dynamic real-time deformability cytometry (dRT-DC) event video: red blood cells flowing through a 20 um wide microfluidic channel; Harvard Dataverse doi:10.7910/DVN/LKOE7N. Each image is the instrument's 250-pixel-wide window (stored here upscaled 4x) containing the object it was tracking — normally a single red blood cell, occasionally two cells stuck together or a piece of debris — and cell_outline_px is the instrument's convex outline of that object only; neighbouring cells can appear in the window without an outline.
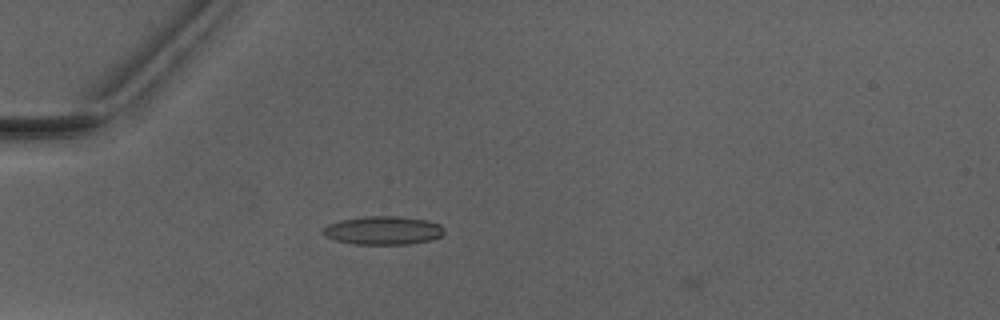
{"species": "Egyptian fruit bat (a non-hibernating species)", "species_latin": "Rousettus aegyptiacus", "temperature_condition": "warm", "stored_images_in_passage": 2, "camera_frame_rate_fps": 3000, "um_per_image_px": 0.085, "animal": {"sex": "male"}, "frame": {"image": 1, "passage_image": 2, "time_ms": 1.333, "image_size_px": [1000, 320], "cell_outline_px": [[444, 232], [440, 236], [432, 240], [408, 244], [356, 244], [332, 240], [324, 236], [324, 228], [328, 224], [340, 220], [364, 216], [396, 216], [428, 220], [440, 224], [444, 228]], "centroid_in_image_um": [32.57, 19.58], "position_along_channel_um": 52.4, "area_um2": 20.17}}